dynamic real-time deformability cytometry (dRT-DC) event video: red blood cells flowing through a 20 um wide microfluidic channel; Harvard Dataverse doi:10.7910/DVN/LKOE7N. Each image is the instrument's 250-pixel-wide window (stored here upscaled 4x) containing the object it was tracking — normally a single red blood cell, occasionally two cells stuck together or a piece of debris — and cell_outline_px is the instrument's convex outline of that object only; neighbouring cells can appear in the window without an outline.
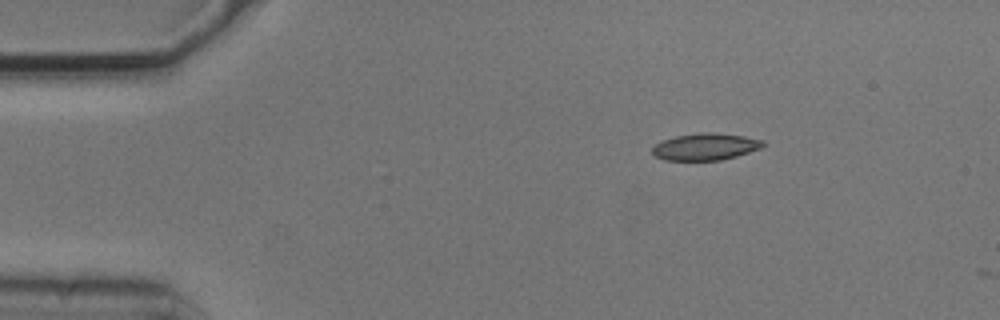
{"species": "common noctule bat (a hibernating species)", "species_latin": "Nyctalus noctula", "temperature_condition": "cold", "stored_images_in_passage": 2, "camera_frame_rate_fps": 3000, "um_per_image_px": 0.085, "animal": {"sex": "male", "body_mass_g": 20.5, "forearm_length_mm": 52.5}, "frame": {"image": 1, "passage_image": 1, "time_ms": 0.0, "image_size_px": [1000, 320], "cell_outline_px": [[768, 144], [760, 148], [736, 156], [720, 160], [664, 160], [656, 156], [652, 152], [652, 148], [656, 144], [664, 140], [676, 136], [704, 132], [712, 132], [744, 136], [764, 140]], "centroid_in_image_um": [60.0, 12.47], "position_along_channel_um": 25.0, "area_um2": 17.22}}